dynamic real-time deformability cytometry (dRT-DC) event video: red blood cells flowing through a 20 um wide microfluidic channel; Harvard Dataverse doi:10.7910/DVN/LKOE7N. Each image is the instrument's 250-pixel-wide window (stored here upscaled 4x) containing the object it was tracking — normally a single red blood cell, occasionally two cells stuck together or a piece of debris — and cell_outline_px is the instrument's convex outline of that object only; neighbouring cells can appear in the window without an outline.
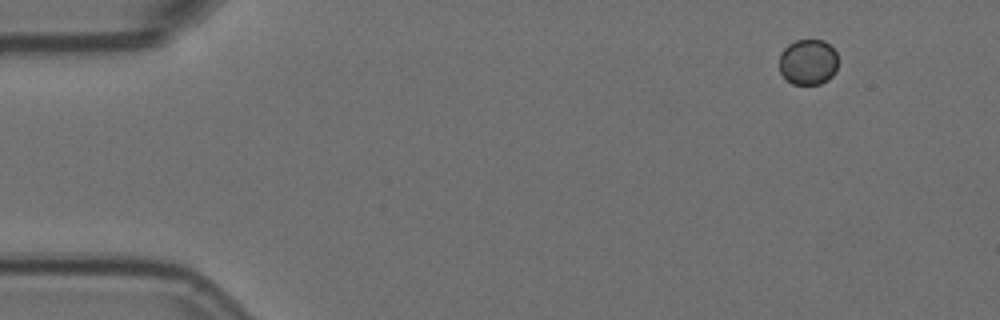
{"species": "Egyptian fruit bat (a non-hibernating species)", "species_latin": "Rousettus aegyptiacus", "temperature_condition": "room temperature", "stored_images_in_passage": 6, "segment_of_instrument_passage": [2, 2], "camera_frame_rate_fps": 3000, "um_per_image_px": 0.085, "animal": {"sex": "female"}, "frame": {"image": 1, "passage_image": 6, "time_ms": 1.667, "image_size_px": [1000, 320], "cell_outline_px": [[836, 72], [828, 80], [820, 84], [792, 84], [780, 72], [780, 52], [788, 44], [796, 40], [824, 40], [836, 52]], "centroid_in_image_um": [68.68, 5.27], "position_along_channel_um": 16.3, "area_um2": 15.61}}